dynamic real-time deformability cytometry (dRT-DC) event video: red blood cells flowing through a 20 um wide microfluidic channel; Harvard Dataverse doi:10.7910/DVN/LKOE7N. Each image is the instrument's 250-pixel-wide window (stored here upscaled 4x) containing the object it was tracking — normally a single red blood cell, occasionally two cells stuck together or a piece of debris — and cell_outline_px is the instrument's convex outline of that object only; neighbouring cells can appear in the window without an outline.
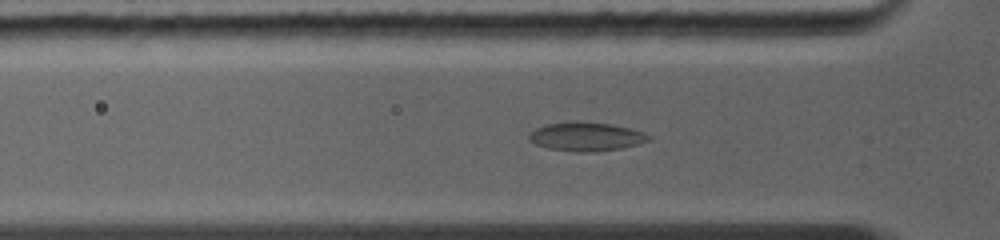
{"species": "common noctule bat (a hibernating species)", "species_latin": "Nyctalus noctula", "temperature_condition": "warm", "stored_images_in_passage": 33, "camera_frame_rate_fps": 5000, "um_per_image_px": 0.085, "animal": {"sex": "female", "body_mass_g": 19.0, "forearm_length_mm": 56.7}, "frame": {"image": 1, "passage_image": 8, "time_ms": 2.6, "image_size_px": [1000, 240], "cell_outline_px": [[652, 140], [620, 148], [596, 152], [576, 152], [548, 148], [536, 144], [528, 140], [528, 136], [536, 128], [548, 124], [572, 120], [580, 120], [612, 124], [644, 132], [652, 136]], "centroid_in_image_um": [49.83, 11.6], "position_along_channel_um": 76.0, "area_um2": 20.29}}
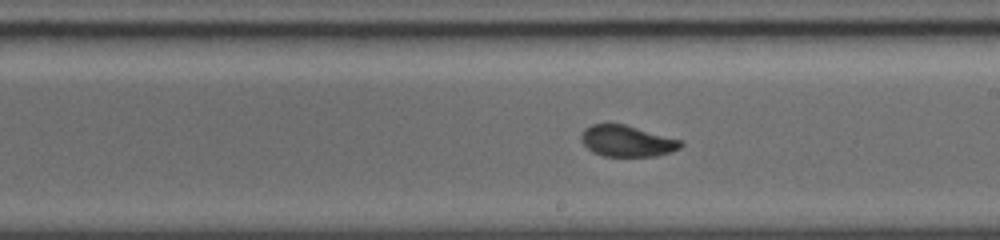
{"frame": {"image": 2, "passage_image": 20, "time_ms": 6.2, "image_size_px": [1000, 240], "cell_outline_px": [[684, 144], [680, 148], [656, 156], [604, 156], [592, 152], [580, 140], [580, 136], [584, 128], [592, 124], [624, 124], [684, 140]], "centroid_in_image_um": [53.3, 11.98], "position_along_channel_um": 235.7, "area_um2": 18.21}}
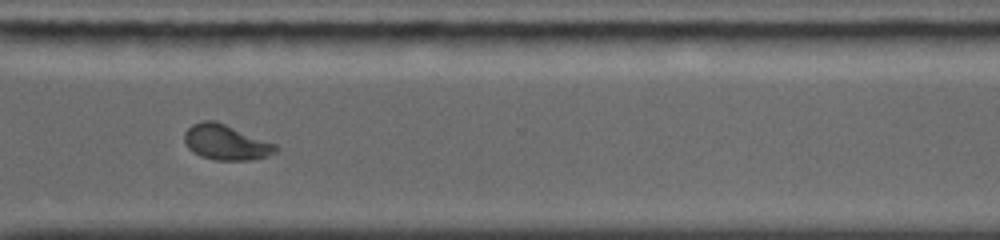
{"frame": {"image": 3, "passage_image": 29, "time_ms": 8.8, "image_size_px": [1000, 240], "cell_outline_px": [[280, 148], [276, 152], [268, 156], [248, 160], [216, 160], [200, 156], [192, 152], [188, 148], [184, 140], [184, 132], [192, 124], [204, 120], [216, 120], [276, 144]], "centroid_in_image_um": [19.2, 12.09], "position_along_channel_um": 351.4, "area_um2": 18.9}, "authors_computed_cell_mechanics": {"area_um2": 18.6116, "velocity_mm_per_s": 4.4347, "shape_relaxation_time_tau1_ms": null, "shape_relaxation_time_tau2_ms": 0.9804, "deformation_change_tau1": null, "deformation_change_tau2": 0.0619}}